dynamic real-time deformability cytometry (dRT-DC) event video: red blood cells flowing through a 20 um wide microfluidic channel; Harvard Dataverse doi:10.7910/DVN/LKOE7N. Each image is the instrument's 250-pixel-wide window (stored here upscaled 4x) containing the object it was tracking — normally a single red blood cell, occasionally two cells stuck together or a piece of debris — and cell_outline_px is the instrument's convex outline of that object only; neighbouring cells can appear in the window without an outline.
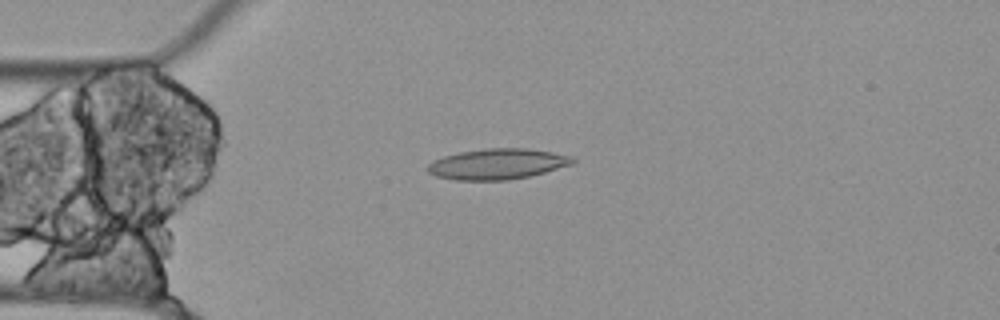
{"species": "Egyptian fruit bat (a non-hibernating species)", "species_latin": "Rousettus aegyptiacus", "temperature_condition": "cold", "stored_images_in_passage": 52, "camera_frame_rate_fps": 3000, "um_per_image_px": 0.085, "animal": {"sex": "female"}, "frame": {"image": 1, "passage_image": 11, "time_ms": 3.333, "image_size_px": [1000, 320], "cell_outline_px": [[576, 160], [572, 164], [544, 172], [528, 176], [508, 180], [456, 180], [436, 176], [428, 172], [428, 164], [432, 160], [444, 156], [460, 152], [488, 148], [528, 148], [552, 152], [572, 156]], "centroid_in_image_um": [42.27, 13.93], "position_along_channel_um": 42.7, "area_um2": 25.78}}
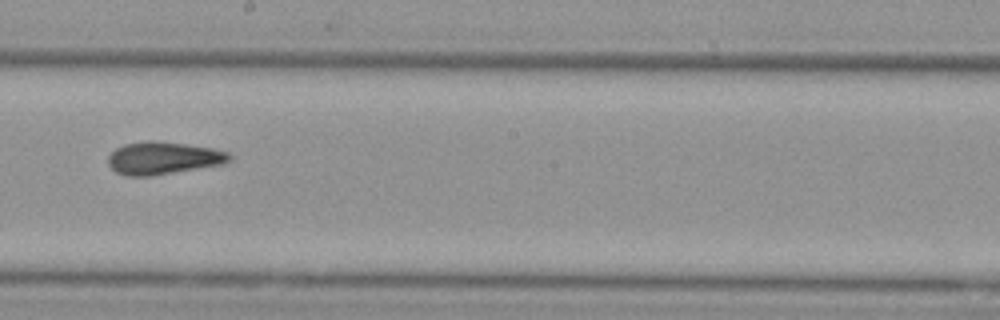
{"frame": {"image": 2, "passage_image": 28, "time_ms": 9.0, "image_size_px": [1000, 320], "cell_outline_px": [[232, 156], [224, 164], [148, 176], [128, 176], [116, 172], [108, 164], [108, 156], [116, 148], [124, 144], [148, 140], [152, 140], [184, 144], [212, 148], [228, 152]], "centroid_in_image_um": [13.85, 13.43], "position_along_channel_um": 234.4, "area_um2": 22.77}}
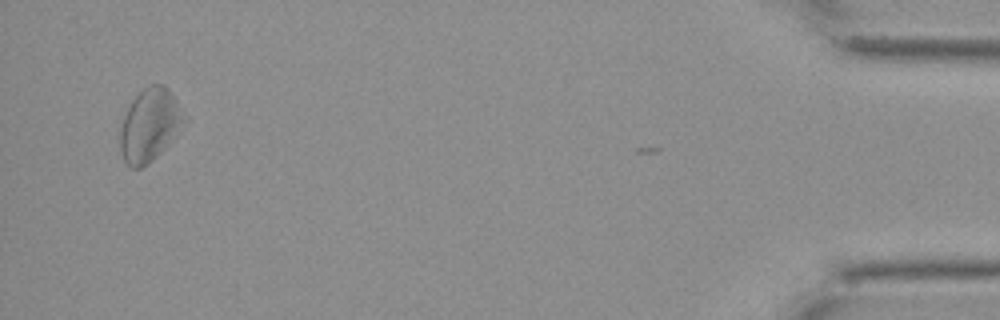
{"frame": {"image": 3, "passage_image": 51, "time_ms": 16.667, "image_size_px": [1000, 320], "cell_outline_px": [[188, 120], [168, 144], [148, 164], [140, 168], [132, 168], [124, 160], [120, 152], [120, 128], [124, 116], [132, 100], [148, 84], [164, 84], [168, 88], [176, 100]], "centroid_in_image_um": [12.73, 10.62], "position_along_channel_um": 422.5, "area_um2": 27.05}, "authors_computed_cell_mechanics": {"area_um2": 23.987, "velocity_mm_per_s": 3.5119, "shape_relaxation_time_tau1_ms": null, "shape_relaxation_time_tau2_ms": 6.2062, "deformation_change_tau1": null, "deformation_change_tau2": 0.1689}}